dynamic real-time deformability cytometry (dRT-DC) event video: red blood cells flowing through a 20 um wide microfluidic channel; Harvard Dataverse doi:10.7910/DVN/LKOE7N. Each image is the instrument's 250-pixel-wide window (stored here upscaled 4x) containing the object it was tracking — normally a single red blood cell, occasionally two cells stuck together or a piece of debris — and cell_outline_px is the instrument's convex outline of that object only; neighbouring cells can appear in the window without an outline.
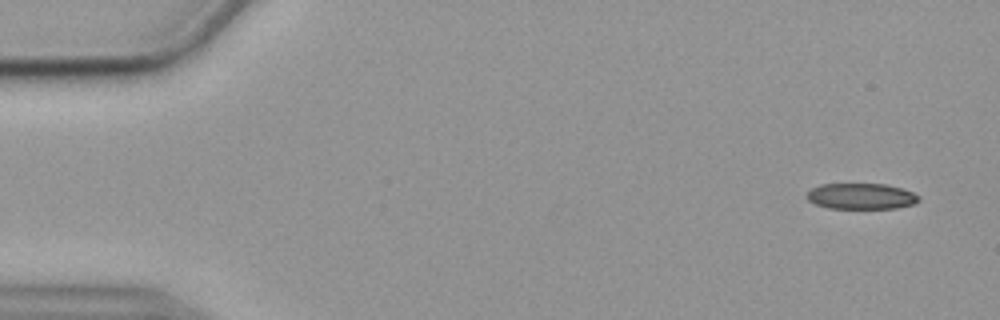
{"species": "common noctule bat (a hibernating species)", "species_latin": "Nyctalus noctula", "temperature_condition": "cold", "stored_images_in_passage": 56, "camera_frame_rate_fps": 3000, "um_per_image_px": 0.085, "animal": {"sex": "female", "body_mass_g": 19.9}, "frame": {"image": 1, "passage_image": 3, "time_ms": 0.667, "image_size_px": [1000, 320], "cell_outline_px": [[920, 200], [912, 204], [896, 208], [828, 208], [816, 204], [808, 200], [804, 196], [812, 188], [820, 184], [884, 184], [900, 188], [912, 192], [920, 196]], "centroid_in_image_um": [73.17, 16.68], "position_along_channel_um": 11.8, "area_um2": 16.82}}
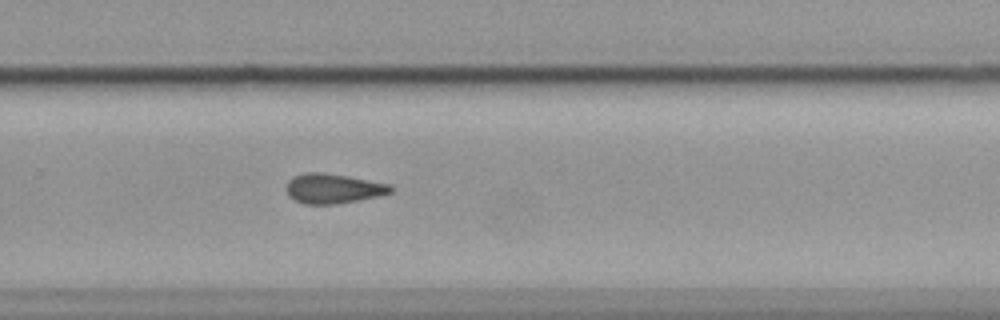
{"frame": {"image": 2, "passage_image": 37, "time_ms": 12.0, "image_size_px": [1000, 320], "cell_outline_px": [[392, 192], [380, 196], [336, 204], [304, 204], [288, 196], [284, 188], [288, 180], [292, 176], [304, 172], [324, 172], [348, 176], [392, 184]], "centroid_in_image_um": [28.29, 16.01], "position_along_channel_um": 301.5, "area_um2": 18.44}}
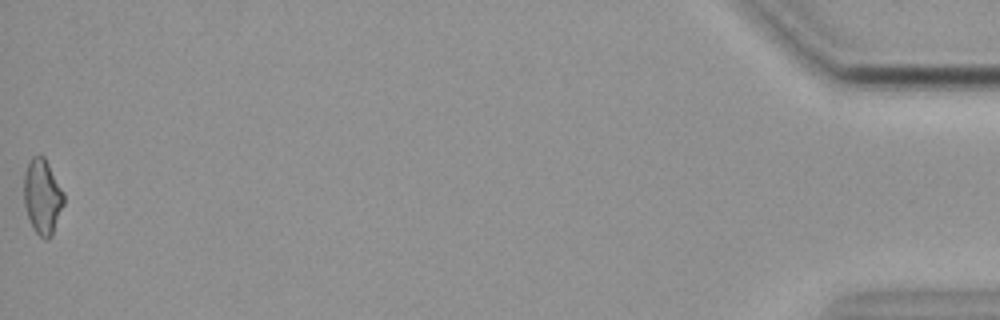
{"frame": {"image": 3, "passage_image": 56, "time_ms": 18.333, "image_size_px": [1000, 320], "cell_outline_px": [[64, 204], [52, 236], [48, 240], [44, 240], [36, 232], [28, 216], [24, 204], [24, 172], [32, 156], [44, 156], [64, 192]], "centroid_in_image_um": [3.62, 16.72], "position_along_channel_um": 431.6, "area_um2": 17.4}, "authors_computed_cell_mechanics": {"area_um2": 18.2937, "velocity_mm_per_s": 3.5885, "shape_relaxation_time_tau1_ms": null, "shape_relaxation_time_tau2_ms": 4.0482, "deformation_change_tau1": null, "deformation_change_tau2": 0.1268}}